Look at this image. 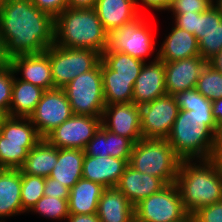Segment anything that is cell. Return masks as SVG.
Here are the masks:
<instances>
[{
    "instance_id": "cell-13",
    "label": "cell",
    "mask_w": 222,
    "mask_h": 222,
    "mask_svg": "<svg viewBox=\"0 0 222 222\" xmlns=\"http://www.w3.org/2000/svg\"><path fill=\"white\" fill-rule=\"evenodd\" d=\"M102 117L73 115L52 130L45 139L58 149H82L101 126Z\"/></svg>"
},
{
    "instance_id": "cell-29",
    "label": "cell",
    "mask_w": 222,
    "mask_h": 222,
    "mask_svg": "<svg viewBox=\"0 0 222 222\" xmlns=\"http://www.w3.org/2000/svg\"><path fill=\"white\" fill-rule=\"evenodd\" d=\"M179 110L191 111L198 125H207L217 136L220 129L212 116V102L206 99L196 88L177 92L174 95Z\"/></svg>"
},
{
    "instance_id": "cell-17",
    "label": "cell",
    "mask_w": 222,
    "mask_h": 222,
    "mask_svg": "<svg viewBox=\"0 0 222 222\" xmlns=\"http://www.w3.org/2000/svg\"><path fill=\"white\" fill-rule=\"evenodd\" d=\"M195 36L203 59L209 61L222 50V12L215 5L198 13Z\"/></svg>"
},
{
    "instance_id": "cell-35",
    "label": "cell",
    "mask_w": 222,
    "mask_h": 222,
    "mask_svg": "<svg viewBox=\"0 0 222 222\" xmlns=\"http://www.w3.org/2000/svg\"><path fill=\"white\" fill-rule=\"evenodd\" d=\"M29 212H34L46 219L66 220L69 216L68 199H61L51 196H43Z\"/></svg>"
},
{
    "instance_id": "cell-30",
    "label": "cell",
    "mask_w": 222,
    "mask_h": 222,
    "mask_svg": "<svg viewBox=\"0 0 222 222\" xmlns=\"http://www.w3.org/2000/svg\"><path fill=\"white\" fill-rule=\"evenodd\" d=\"M56 163L57 148L43 138L28 152L27 158L19 169L21 173L46 178L49 177Z\"/></svg>"
},
{
    "instance_id": "cell-3",
    "label": "cell",
    "mask_w": 222,
    "mask_h": 222,
    "mask_svg": "<svg viewBox=\"0 0 222 222\" xmlns=\"http://www.w3.org/2000/svg\"><path fill=\"white\" fill-rule=\"evenodd\" d=\"M54 44L102 54L108 45V33L94 8L67 7L54 19Z\"/></svg>"
},
{
    "instance_id": "cell-5",
    "label": "cell",
    "mask_w": 222,
    "mask_h": 222,
    "mask_svg": "<svg viewBox=\"0 0 222 222\" xmlns=\"http://www.w3.org/2000/svg\"><path fill=\"white\" fill-rule=\"evenodd\" d=\"M181 159L166 139L141 138L133 146L129 164L139 172L176 183Z\"/></svg>"
},
{
    "instance_id": "cell-25",
    "label": "cell",
    "mask_w": 222,
    "mask_h": 222,
    "mask_svg": "<svg viewBox=\"0 0 222 222\" xmlns=\"http://www.w3.org/2000/svg\"><path fill=\"white\" fill-rule=\"evenodd\" d=\"M100 222H133L134 206L116 187L105 188L97 208Z\"/></svg>"
},
{
    "instance_id": "cell-33",
    "label": "cell",
    "mask_w": 222,
    "mask_h": 222,
    "mask_svg": "<svg viewBox=\"0 0 222 222\" xmlns=\"http://www.w3.org/2000/svg\"><path fill=\"white\" fill-rule=\"evenodd\" d=\"M45 178L21 173V204L26 213L44 196Z\"/></svg>"
},
{
    "instance_id": "cell-50",
    "label": "cell",
    "mask_w": 222,
    "mask_h": 222,
    "mask_svg": "<svg viewBox=\"0 0 222 222\" xmlns=\"http://www.w3.org/2000/svg\"><path fill=\"white\" fill-rule=\"evenodd\" d=\"M7 117H8V115H7L4 111L0 110V128L2 127L3 121H4Z\"/></svg>"
},
{
    "instance_id": "cell-41",
    "label": "cell",
    "mask_w": 222,
    "mask_h": 222,
    "mask_svg": "<svg viewBox=\"0 0 222 222\" xmlns=\"http://www.w3.org/2000/svg\"><path fill=\"white\" fill-rule=\"evenodd\" d=\"M70 189L64 185H61L57 180L46 177L45 178V187H44V196H53L61 199H68Z\"/></svg>"
},
{
    "instance_id": "cell-26",
    "label": "cell",
    "mask_w": 222,
    "mask_h": 222,
    "mask_svg": "<svg viewBox=\"0 0 222 222\" xmlns=\"http://www.w3.org/2000/svg\"><path fill=\"white\" fill-rule=\"evenodd\" d=\"M105 187L81 178L71 189L68 197L69 214H95Z\"/></svg>"
},
{
    "instance_id": "cell-1",
    "label": "cell",
    "mask_w": 222,
    "mask_h": 222,
    "mask_svg": "<svg viewBox=\"0 0 222 222\" xmlns=\"http://www.w3.org/2000/svg\"><path fill=\"white\" fill-rule=\"evenodd\" d=\"M0 35L11 57L42 53L54 44V18L31 0H4Z\"/></svg>"
},
{
    "instance_id": "cell-32",
    "label": "cell",
    "mask_w": 222,
    "mask_h": 222,
    "mask_svg": "<svg viewBox=\"0 0 222 222\" xmlns=\"http://www.w3.org/2000/svg\"><path fill=\"white\" fill-rule=\"evenodd\" d=\"M101 61L112 70V77L137 78L144 61L119 51H104Z\"/></svg>"
},
{
    "instance_id": "cell-16",
    "label": "cell",
    "mask_w": 222,
    "mask_h": 222,
    "mask_svg": "<svg viewBox=\"0 0 222 222\" xmlns=\"http://www.w3.org/2000/svg\"><path fill=\"white\" fill-rule=\"evenodd\" d=\"M166 94L164 62L158 58L156 52L151 62L144 63L135 80L132 102L141 106Z\"/></svg>"
},
{
    "instance_id": "cell-40",
    "label": "cell",
    "mask_w": 222,
    "mask_h": 222,
    "mask_svg": "<svg viewBox=\"0 0 222 222\" xmlns=\"http://www.w3.org/2000/svg\"><path fill=\"white\" fill-rule=\"evenodd\" d=\"M174 16V25L178 28L185 29L187 32L195 35L198 24V13L172 14Z\"/></svg>"
},
{
    "instance_id": "cell-21",
    "label": "cell",
    "mask_w": 222,
    "mask_h": 222,
    "mask_svg": "<svg viewBox=\"0 0 222 222\" xmlns=\"http://www.w3.org/2000/svg\"><path fill=\"white\" fill-rule=\"evenodd\" d=\"M133 146L134 143L130 139L114 134L101 125L87 143L84 152L91 157L112 156L118 159H130Z\"/></svg>"
},
{
    "instance_id": "cell-14",
    "label": "cell",
    "mask_w": 222,
    "mask_h": 222,
    "mask_svg": "<svg viewBox=\"0 0 222 222\" xmlns=\"http://www.w3.org/2000/svg\"><path fill=\"white\" fill-rule=\"evenodd\" d=\"M101 125L135 144L142 138L140 106L133 102L105 105Z\"/></svg>"
},
{
    "instance_id": "cell-6",
    "label": "cell",
    "mask_w": 222,
    "mask_h": 222,
    "mask_svg": "<svg viewBox=\"0 0 222 222\" xmlns=\"http://www.w3.org/2000/svg\"><path fill=\"white\" fill-rule=\"evenodd\" d=\"M41 139L29 118L8 116L0 128V167L19 169Z\"/></svg>"
},
{
    "instance_id": "cell-44",
    "label": "cell",
    "mask_w": 222,
    "mask_h": 222,
    "mask_svg": "<svg viewBox=\"0 0 222 222\" xmlns=\"http://www.w3.org/2000/svg\"><path fill=\"white\" fill-rule=\"evenodd\" d=\"M212 116L217 127L222 129V98L212 101Z\"/></svg>"
},
{
    "instance_id": "cell-9",
    "label": "cell",
    "mask_w": 222,
    "mask_h": 222,
    "mask_svg": "<svg viewBox=\"0 0 222 222\" xmlns=\"http://www.w3.org/2000/svg\"><path fill=\"white\" fill-rule=\"evenodd\" d=\"M140 15L135 20L123 25L108 34V45L105 51H119L147 62L152 56L156 42L152 27Z\"/></svg>"
},
{
    "instance_id": "cell-28",
    "label": "cell",
    "mask_w": 222,
    "mask_h": 222,
    "mask_svg": "<svg viewBox=\"0 0 222 222\" xmlns=\"http://www.w3.org/2000/svg\"><path fill=\"white\" fill-rule=\"evenodd\" d=\"M44 92V89L18 79L13 73L12 98L8 116L29 118Z\"/></svg>"
},
{
    "instance_id": "cell-24",
    "label": "cell",
    "mask_w": 222,
    "mask_h": 222,
    "mask_svg": "<svg viewBox=\"0 0 222 222\" xmlns=\"http://www.w3.org/2000/svg\"><path fill=\"white\" fill-rule=\"evenodd\" d=\"M26 213L21 204V171L20 169L0 170V222L5 217Z\"/></svg>"
},
{
    "instance_id": "cell-22",
    "label": "cell",
    "mask_w": 222,
    "mask_h": 222,
    "mask_svg": "<svg viewBox=\"0 0 222 222\" xmlns=\"http://www.w3.org/2000/svg\"><path fill=\"white\" fill-rule=\"evenodd\" d=\"M94 9L109 34L140 16L135 0H97Z\"/></svg>"
},
{
    "instance_id": "cell-19",
    "label": "cell",
    "mask_w": 222,
    "mask_h": 222,
    "mask_svg": "<svg viewBox=\"0 0 222 222\" xmlns=\"http://www.w3.org/2000/svg\"><path fill=\"white\" fill-rule=\"evenodd\" d=\"M165 186L166 184L160 178L139 172L128 164L115 187L135 207L144 198L159 192Z\"/></svg>"
},
{
    "instance_id": "cell-4",
    "label": "cell",
    "mask_w": 222,
    "mask_h": 222,
    "mask_svg": "<svg viewBox=\"0 0 222 222\" xmlns=\"http://www.w3.org/2000/svg\"><path fill=\"white\" fill-rule=\"evenodd\" d=\"M166 140L181 160L215 158L218 136L207 125L199 126L191 111L179 110Z\"/></svg>"
},
{
    "instance_id": "cell-48",
    "label": "cell",
    "mask_w": 222,
    "mask_h": 222,
    "mask_svg": "<svg viewBox=\"0 0 222 222\" xmlns=\"http://www.w3.org/2000/svg\"><path fill=\"white\" fill-rule=\"evenodd\" d=\"M215 159L222 165V133H220L218 136V144Z\"/></svg>"
},
{
    "instance_id": "cell-42",
    "label": "cell",
    "mask_w": 222,
    "mask_h": 222,
    "mask_svg": "<svg viewBox=\"0 0 222 222\" xmlns=\"http://www.w3.org/2000/svg\"><path fill=\"white\" fill-rule=\"evenodd\" d=\"M139 3H142L143 5H145L147 8L152 9L153 11H166L171 3L172 0H135V5L136 8L139 10Z\"/></svg>"
},
{
    "instance_id": "cell-23",
    "label": "cell",
    "mask_w": 222,
    "mask_h": 222,
    "mask_svg": "<svg viewBox=\"0 0 222 222\" xmlns=\"http://www.w3.org/2000/svg\"><path fill=\"white\" fill-rule=\"evenodd\" d=\"M171 32L158 50V58L163 62H173L189 57L200 56L198 41L194 34L173 25Z\"/></svg>"
},
{
    "instance_id": "cell-36",
    "label": "cell",
    "mask_w": 222,
    "mask_h": 222,
    "mask_svg": "<svg viewBox=\"0 0 222 222\" xmlns=\"http://www.w3.org/2000/svg\"><path fill=\"white\" fill-rule=\"evenodd\" d=\"M213 5L214 0H172L167 11L173 12L172 14L202 13Z\"/></svg>"
},
{
    "instance_id": "cell-12",
    "label": "cell",
    "mask_w": 222,
    "mask_h": 222,
    "mask_svg": "<svg viewBox=\"0 0 222 222\" xmlns=\"http://www.w3.org/2000/svg\"><path fill=\"white\" fill-rule=\"evenodd\" d=\"M179 107L173 95H164L140 106L142 138L166 139Z\"/></svg>"
},
{
    "instance_id": "cell-31",
    "label": "cell",
    "mask_w": 222,
    "mask_h": 222,
    "mask_svg": "<svg viewBox=\"0 0 222 222\" xmlns=\"http://www.w3.org/2000/svg\"><path fill=\"white\" fill-rule=\"evenodd\" d=\"M101 73L103 95L106 105L132 102L133 87L136 78L112 77V70L102 61Z\"/></svg>"
},
{
    "instance_id": "cell-7",
    "label": "cell",
    "mask_w": 222,
    "mask_h": 222,
    "mask_svg": "<svg viewBox=\"0 0 222 222\" xmlns=\"http://www.w3.org/2000/svg\"><path fill=\"white\" fill-rule=\"evenodd\" d=\"M45 53L49 56L54 88L63 89L80 74L94 69L101 54L88 48H68L51 45Z\"/></svg>"
},
{
    "instance_id": "cell-2",
    "label": "cell",
    "mask_w": 222,
    "mask_h": 222,
    "mask_svg": "<svg viewBox=\"0 0 222 222\" xmlns=\"http://www.w3.org/2000/svg\"><path fill=\"white\" fill-rule=\"evenodd\" d=\"M188 214L222 201V165L215 159L181 160L176 178Z\"/></svg>"
},
{
    "instance_id": "cell-37",
    "label": "cell",
    "mask_w": 222,
    "mask_h": 222,
    "mask_svg": "<svg viewBox=\"0 0 222 222\" xmlns=\"http://www.w3.org/2000/svg\"><path fill=\"white\" fill-rule=\"evenodd\" d=\"M13 88V70L6 68L0 70V110L9 113Z\"/></svg>"
},
{
    "instance_id": "cell-38",
    "label": "cell",
    "mask_w": 222,
    "mask_h": 222,
    "mask_svg": "<svg viewBox=\"0 0 222 222\" xmlns=\"http://www.w3.org/2000/svg\"><path fill=\"white\" fill-rule=\"evenodd\" d=\"M192 215L195 222H222V201L201 207Z\"/></svg>"
},
{
    "instance_id": "cell-8",
    "label": "cell",
    "mask_w": 222,
    "mask_h": 222,
    "mask_svg": "<svg viewBox=\"0 0 222 222\" xmlns=\"http://www.w3.org/2000/svg\"><path fill=\"white\" fill-rule=\"evenodd\" d=\"M63 91L74 115L102 117L106 104L103 95L101 61L94 69L75 77L63 88Z\"/></svg>"
},
{
    "instance_id": "cell-43",
    "label": "cell",
    "mask_w": 222,
    "mask_h": 222,
    "mask_svg": "<svg viewBox=\"0 0 222 222\" xmlns=\"http://www.w3.org/2000/svg\"><path fill=\"white\" fill-rule=\"evenodd\" d=\"M11 58L7 53L6 42L0 35V70L11 67Z\"/></svg>"
},
{
    "instance_id": "cell-20",
    "label": "cell",
    "mask_w": 222,
    "mask_h": 222,
    "mask_svg": "<svg viewBox=\"0 0 222 222\" xmlns=\"http://www.w3.org/2000/svg\"><path fill=\"white\" fill-rule=\"evenodd\" d=\"M129 161L130 159H118L112 156L85 155L82 178L101 184L105 188L115 187Z\"/></svg>"
},
{
    "instance_id": "cell-27",
    "label": "cell",
    "mask_w": 222,
    "mask_h": 222,
    "mask_svg": "<svg viewBox=\"0 0 222 222\" xmlns=\"http://www.w3.org/2000/svg\"><path fill=\"white\" fill-rule=\"evenodd\" d=\"M84 158L82 149L57 148V163L49 177L71 189L82 178Z\"/></svg>"
},
{
    "instance_id": "cell-49",
    "label": "cell",
    "mask_w": 222,
    "mask_h": 222,
    "mask_svg": "<svg viewBox=\"0 0 222 222\" xmlns=\"http://www.w3.org/2000/svg\"><path fill=\"white\" fill-rule=\"evenodd\" d=\"M176 222H195L192 214H187L183 219Z\"/></svg>"
},
{
    "instance_id": "cell-52",
    "label": "cell",
    "mask_w": 222,
    "mask_h": 222,
    "mask_svg": "<svg viewBox=\"0 0 222 222\" xmlns=\"http://www.w3.org/2000/svg\"><path fill=\"white\" fill-rule=\"evenodd\" d=\"M4 0H0V10H1V6L3 5Z\"/></svg>"
},
{
    "instance_id": "cell-45",
    "label": "cell",
    "mask_w": 222,
    "mask_h": 222,
    "mask_svg": "<svg viewBox=\"0 0 222 222\" xmlns=\"http://www.w3.org/2000/svg\"><path fill=\"white\" fill-rule=\"evenodd\" d=\"M66 222H100V219L97 216V213L80 215L69 214L66 219Z\"/></svg>"
},
{
    "instance_id": "cell-46",
    "label": "cell",
    "mask_w": 222,
    "mask_h": 222,
    "mask_svg": "<svg viewBox=\"0 0 222 222\" xmlns=\"http://www.w3.org/2000/svg\"><path fill=\"white\" fill-rule=\"evenodd\" d=\"M97 0H68V8H94Z\"/></svg>"
},
{
    "instance_id": "cell-15",
    "label": "cell",
    "mask_w": 222,
    "mask_h": 222,
    "mask_svg": "<svg viewBox=\"0 0 222 222\" xmlns=\"http://www.w3.org/2000/svg\"><path fill=\"white\" fill-rule=\"evenodd\" d=\"M208 61L201 56L164 62L165 87L168 95L196 88L198 78Z\"/></svg>"
},
{
    "instance_id": "cell-39",
    "label": "cell",
    "mask_w": 222,
    "mask_h": 222,
    "mask_svg": "<svg viewBox=\"0 0 222 222\" xmlns=\"http://www.w3.org/2000/svg\"><path fill=\"white\" fill-rule=\"evenodd\" d=\"M40 10L48 13L54 19L68 7V0H31Z\"/></svg>"
},
{
    "instance_id": "cell-11",
    "label": "cell",
    "mask_w": 222,
    "mask_h": 222,
    "mask_svg": "<svg viewBox=\"0 0 222 222\" xmlns=\"http://www.w3.org/2000/svg\"><path fill=\"white\" fill-rule=\"evenodd\" d=\"M74 115L63 89L46 90L29 119L45 138L52 130Z\"/></svg>"
},
{
    "instance_id": "cell-34",
    "label": "cell",
    "mask_w": 222,
    "mask_h": 222,
    "mask_svg": "<svg viewBox=\"0 0 222 222\" xmlns=\"http://www.w3.org/2000/svg\"><path fill=\"white\" fill-rule=\"evenodd\" d=\"M196 90L211 102L222 98V73L207 63L198 78Z\"/></svg>"
},
{
    "instance_id": "cell-18",
    "label": "cell",
    "mask_w": 222,
    "mask_h": 222,
    "mask_svg": "<svg viewBox=\"0 0 222 222\" xmlns=\"http://www.w3.org/2000/svg\"><path fill=\"white\" fill-rule=\"evenodd\" d=\"M11 68L14 75L22 74L18 77L42 89H54L51 64L49 56L45 53L16 55L11 58Z\"/></svg>"
},
{
    "instance_id": "cell-47",
    "label": "cell",
    "mask_w": 222,
    "mask_h": 222,
    "mask_svg": "<svg viewBox=\"0 0 222 222\" xmlns=\"http://www.w3.org/2000/svg\"><path fill=\"white\" fill-rule=\"evenodd\" d=\"M208 63L222 73V50L211 58Z\"/></svg>"
},
{
    "instance_id": "cell-51",
    "label": "cell",
    "mask_w": 222,
    "mask_h": 222,
    "mask_svg": "<svg viewBox=\"0 0 222 222\" xmlns=\"http://www.w3.org/2000/svg\"><path fill=\"white\" fill-rule=\"evenodd\" d=\"M214 5L222 12V0H214Z\"/></svg>"
},
{
    "instance_id": "cell-10",
    "label": "cell",
    "mask_w": 222,
    "mask_h": 222,
    "mask_svg": "<svg viewBox=\"0 0 222 222\" xmlns=\"http://www.w3.org/2000/svg\"><path fill=\"white\" fill-rule=\"evenodd\" d=\"M187 214L176 183L166 185L134 207L135 222H176Z\"/></svg>"
}]
</instances>
